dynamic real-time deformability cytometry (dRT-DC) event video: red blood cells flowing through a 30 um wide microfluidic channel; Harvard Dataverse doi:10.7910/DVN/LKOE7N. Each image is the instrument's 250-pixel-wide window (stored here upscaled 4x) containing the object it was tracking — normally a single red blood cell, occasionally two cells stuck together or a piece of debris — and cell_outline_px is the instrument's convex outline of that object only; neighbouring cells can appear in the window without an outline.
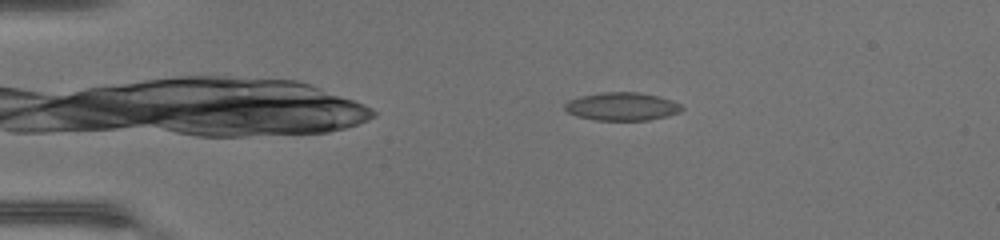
{"species": "common noctule bat (a hibernating species)", "species_latin": "Nyctalus noctula", "temperature_condition": "warm", "stored_images_in_passage": 47, "camera_frame_rate_fps": 3000, "um_per_image_px": 0.085, "animal": {"sex": "female", "body_mass_g": 17.0, "forearm_length_mm": 48.0}, "frame": {"image": 1, "passage_image": 9, "time_ms": 2.667, "image_size_px": [1000, 240], "cell_outline_px": [[684, 108], [680, 112], [668, 116], [648, 120], [596, 120], [576, 116], [568, 112], [564, 108], [564, 104], [568, 100], [580, 96], [600, 92], [640, 92], [660, 96], [672, 100], [680, 104]], "centroid_in_image_um": [52.88, 9.04], "position_along_channel_um": 32.1, "area_um2": 19.36}}
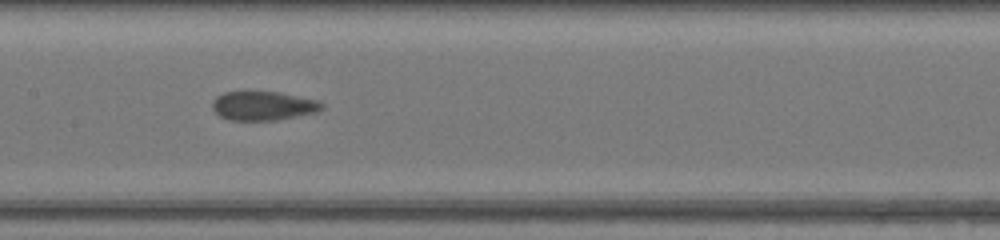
{"frame": {"image": 2, "passage_image": 24, "time_ms": 7.667, "image_size_px": [1000, 240], "cell_outline_px": [[324, 108], [316, 112], [276, 120], [228, 120], [220, 116], [212, 108], [212, 100], [216, 96], [224, 92], [276, 92], [316, 100], [324, 104]], "centroid_in_image_um": [22.34, 9.0], "position_along_channel_um": 185.1, "area_um2": 18.32}}
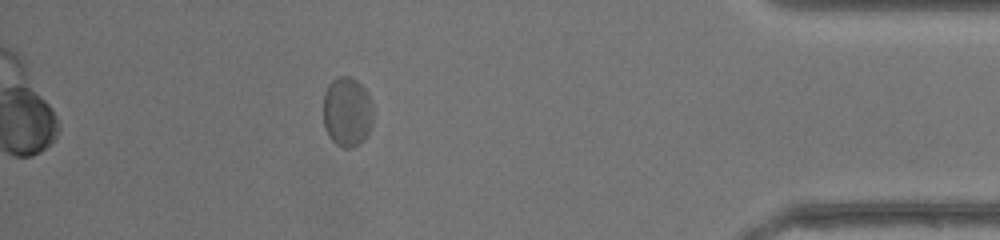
{"frame": {"image": 3, "passage_image": 42, "time_ms": 13.667, "image_size_px": [1000, 240], "cell_outline_px": [[372, 128], [364, 140], [360, 144], [352, 148], [344, 148], [336, 144], [328, 136], [324, 128], [324, 92], [328, 84], [336, 76], [352, 76], [368, 92], [372, 104]], "centroid_in_image_um": [29.51, 9.51], "position_along_channel_um": 405.7, "area_um2": 20.69}, "authors_computed_cell_mechanics": {"area_um2": 19.074, "velocity_mm_per_s": 4.3695, "shape_relaxation_time_tau1_ms": null, "shape_relaxation_time_tau2_ms": 0.7713, "deformation_change_tau1": null, "deformation_change_tau2": 0.0655}}